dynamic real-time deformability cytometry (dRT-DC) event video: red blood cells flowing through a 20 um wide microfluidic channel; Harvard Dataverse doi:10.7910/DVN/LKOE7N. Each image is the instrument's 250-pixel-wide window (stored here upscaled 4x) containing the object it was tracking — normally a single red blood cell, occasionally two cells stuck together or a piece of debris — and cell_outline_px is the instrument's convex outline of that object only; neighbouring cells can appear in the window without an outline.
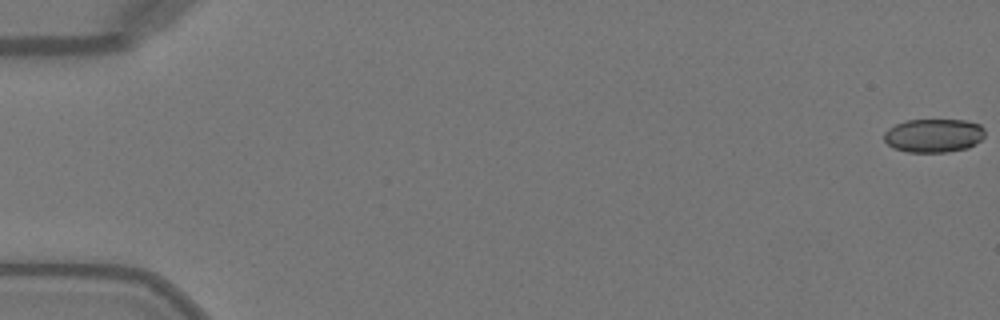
{"species": "Egyptian fruit bat (a non-hibernating species)", "species_latin": "Rousettus aegyptiacus", "temperature_condition": "warm", "stored_images_in_passage": 51, "camera_frame_rate_fps": 3000, "um_per_image_px": 0.085, "animal": {"sex": "female"}, "frame": {"image": 1, "passage_image": 1, "time_ms": 0.0, "image_size_px": [1000, 320], "cell_outline_px": [[984, 136], [976, 144], [968, 148], [948, 152], [908, 152], [892, 148], [884, 140], [884, 132], [888, 128], [904, 120], [964, 120], [980, 124], [984, 128]], "centroid_in_image_um": [79.35, 11.52], "position_along_channel_um": 5.6, "area_um2": 19.94}}
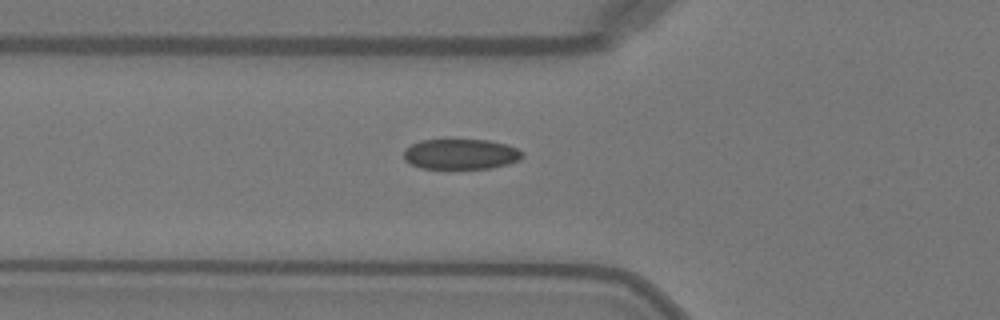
{"frame": {"image": 2, "passage_image": 19, "time_ms": 6.0, "image_size_px": [1000, 320], "cell_outline_px": [[524, 156], [520, 160], [508, 164], [492, 168], [420, 168], [404, 160], [404, 148], [420, 140], [488, 140], [508, 144], [524, 152]], "centroid_in_image_um": [39.19, 13.1], "position_along_channel_um": 86.6, "area_um2": 21.1}}
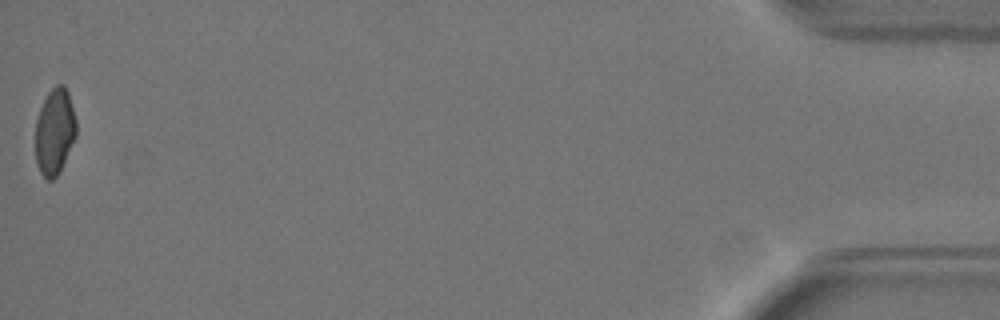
{"frame": {"image": 3, "passage_image": 51, "time_ms": 16.667, "image_size_px": [1000, 320], "cell_outline_px": [[76, 136], [60, 172], [52, 180], [48, 180], [40, 172], [36, 160], [36, 120], [40, 108], [48, 92], [56, 84], [64, 84], [68, 92], [76, 120]], "centroid_in_image_um": [4.65, 11.18], "position_along_channel_um": 430.5, "area_um2": 20.46}, "authors_computed_cell_mechanics": {"area_um2": 21.675, "velocity_mm_per_s": 4.0965, "shape_relaxation_time_tau1_ms": 6.7289, "shape_relaxation_time_tau2_ms": 1.3439, "deformation_change_tau1": 0.1626, "deformation_change_tau2": 0.0581}}